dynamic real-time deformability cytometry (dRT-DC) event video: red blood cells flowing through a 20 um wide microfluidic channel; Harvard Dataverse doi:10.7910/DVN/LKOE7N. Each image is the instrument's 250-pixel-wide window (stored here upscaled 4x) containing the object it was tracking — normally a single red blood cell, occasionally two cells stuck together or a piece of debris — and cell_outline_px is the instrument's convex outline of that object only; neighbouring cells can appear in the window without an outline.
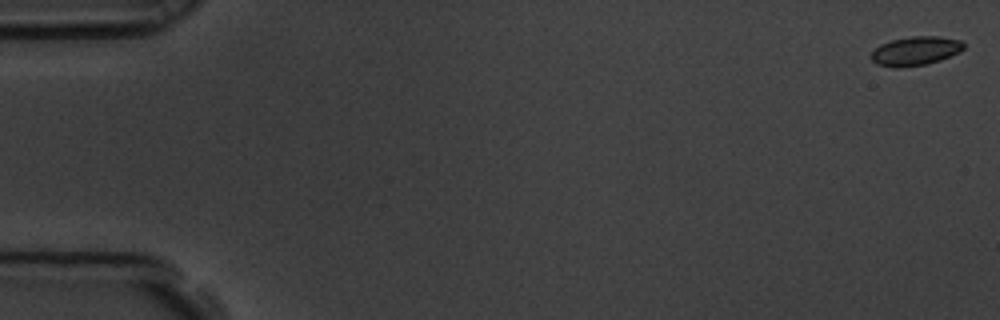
{"species": "common noctule bat (a hibernating species)", "species_latin": "Nyctalus noctula", "temperature_condition": "room temperature", "stored_images_in_passage": 7, "camera_frame_rate_fps": 3000, "um_per_image_px": 0.085, "animal": {"sex": "male", "body_mass_g": 19.5, "forearm_length_mm": 54.6}, "frame": {"image": 1, "passage_image": 1, "time_ms": 0.0, "image_size_px": [1000, 320], "cell_outline_px": [[964, 48], [960, 52], [940, 60], [928, 64], [900, 68], [896, 68], [876, 64], [868, 56], [880, 44], [892, 40], [912, 36], [940, 36], [964, 40]], "centroid_in_image_um": [77.83, 4.33], "position_along_channel_um": 7.2, "area_um2": 15.9}}
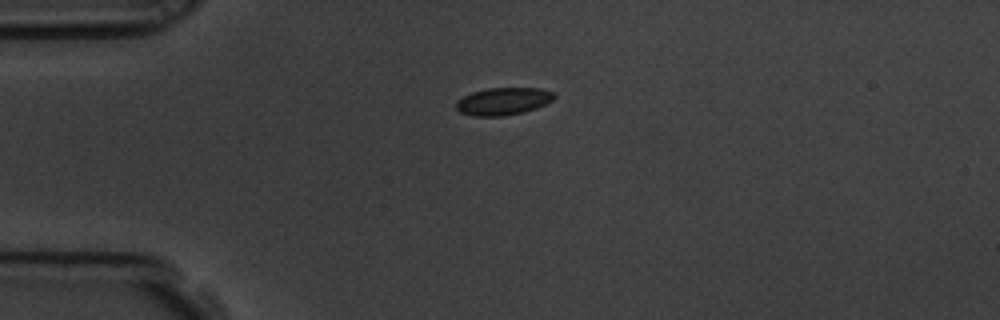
{"frame": {"image": 2, "passage_image": 5, "time_ms": 1.333, "image_size_px": [1000, 320], "cell_outline_px": [[556, 96], [552, 100], [536, 108], [524, 112], [504, 116], [472, 116], [460, 112], [456, 108], [456, 100], [472, 92], [488, 88], [540, 88], [552, 92]], "centroid_in_image_um": [42.75, 8.61], "position_along_channel_um": 42.3, "area_um2": 15.66}}
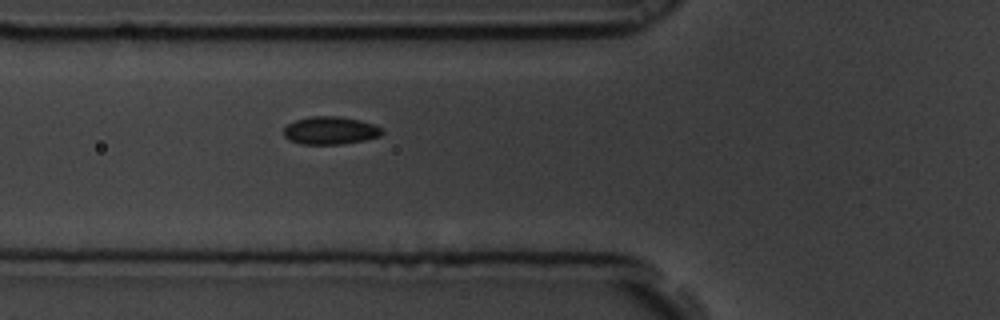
{"frame": {"image": 3, "passage_image": 7, "time_ms": 2.0, "image_size_px": [1000, 320], "cell_outline_px": [[384, 132], [380, 136], [364, 140], [340, 144], [300, 144], [288, 140], [284, 136], [284, 128], [288, 124], [296, 120], [308, 116], [340, 116], [360, 120], [376, 124], [384, 128]], "centroid_in_image_um": [28.1, 11.08], "position_along_channel_um": 97.7, "area_um2": 16.18}}